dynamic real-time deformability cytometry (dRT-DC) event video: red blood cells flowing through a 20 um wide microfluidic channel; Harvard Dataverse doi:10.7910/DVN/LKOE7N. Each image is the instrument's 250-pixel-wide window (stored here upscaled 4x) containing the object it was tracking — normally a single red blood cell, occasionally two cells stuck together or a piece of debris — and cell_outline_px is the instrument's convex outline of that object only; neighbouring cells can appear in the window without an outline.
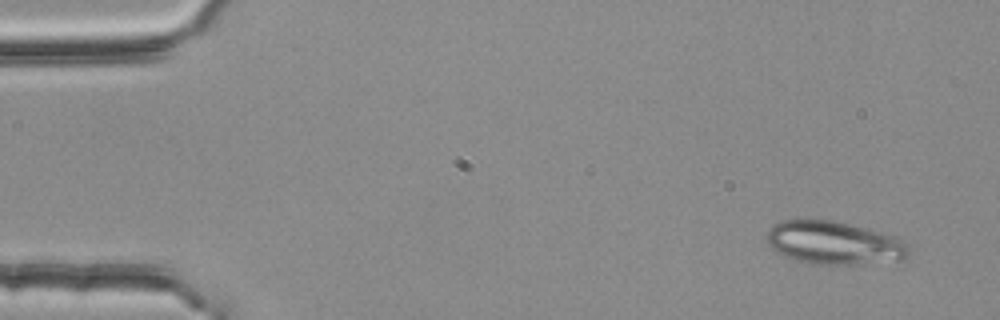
{"species": "common noctule bat (a hibernating species)", "species_latin": "Nyctalus noctula", "temperature_condition": "room temperature", "stored_images_in_passage": 50, "camera_frame_rate_fps": 3000, "um_per_image_px": 0.085, "animal": {"sex": "female", "body_mass_g": 25.1}, "frame": {"image": 1, "passage_image": 1, "time_ms": 0.0, "image_size_px": [1000, 320], "cell_outline_px": [[912, 252], [904, 260], [852, 264], [812, 264], [796, 260], [784, 256], [776, 252], [768, 244], [768, 232], [772, 224], [780, 220], [836, 220], [852, 224], [896, 236], [908, 244]], "centroid_in_image_um": [70.93, 20.64], "position_along_channel_um": 14.1, "area_um2": 36.01}}
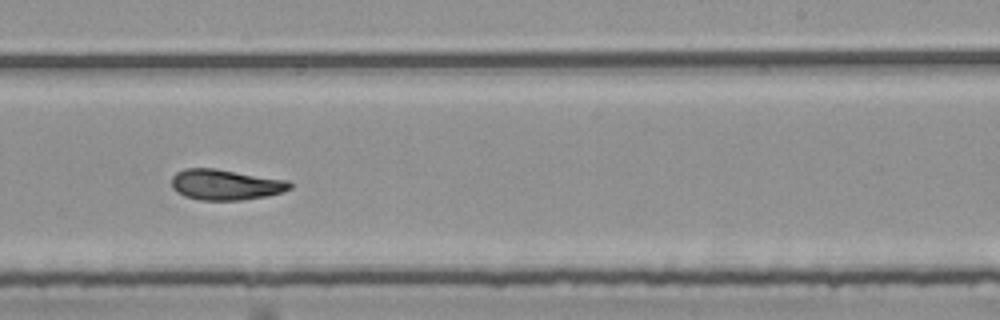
{"frame": {"image": 2, "passage_image": 31, "time_ms": 10.0, "image_size_px": [1000, 320], "cell_outline_px": [[292, 188], [268, 196], [240, 200], [200, 200], [184, 196], [176, 192], [172, 188], [172, 176], [176, 172], [184, 168], [216, 168], [288, 180], [292, 184]], "centroid_in_image_um": [19.15, 15.69], "position_along_channel_um": 269.8, "area_um2": 21.27}}
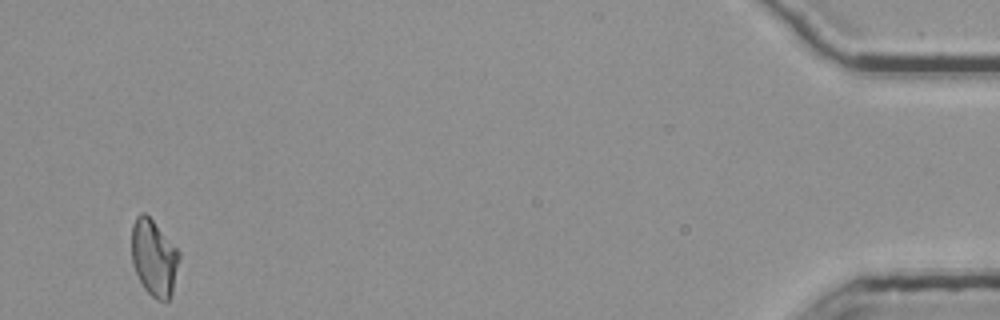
{"frame": {"image": 3, "passage_image": 50, "time_ms": 16.333, "image_size_px": [1000, 320], "cell_outline_px": [[180, 256], [172, 292], [168, 300], [156, 300], [144, 288], [132, 264], [132, 224], [136, 216], [140, 212], [144, 212], [152, 220], [180, 252]], "centroid_in_image_um": [13.08, 21.9], "position_along_channel_um": 422.1, "area_um2": 20.92}, "authors_computed_cell_mechanics": {"area_um2": 21.3282, "velocity_mm_per_s": 3.7511, "shape_relaxation_time_tau1_ms": 10.4335, "shape_relaxation_time_tau2_ms": 4.5722, "deformation_change_tau1": 0.2356, "deformation_change_tau2": 0.1028}}